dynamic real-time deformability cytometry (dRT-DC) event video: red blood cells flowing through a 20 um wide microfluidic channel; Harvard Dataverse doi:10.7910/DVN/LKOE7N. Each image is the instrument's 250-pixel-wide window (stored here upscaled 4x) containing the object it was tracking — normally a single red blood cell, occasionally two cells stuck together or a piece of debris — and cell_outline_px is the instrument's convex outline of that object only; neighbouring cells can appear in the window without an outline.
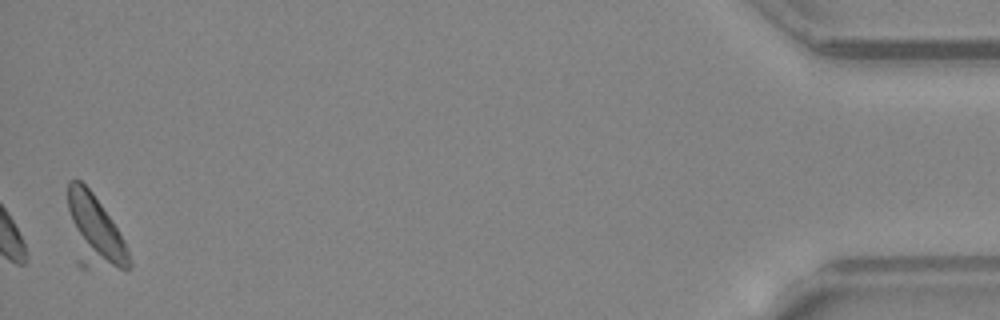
{"species": "common noctule bat (a hibernating species)", "species_latin": "Nyctalus noctula", "temperature_condition": "warm", "stored_images_in_passage": 33, "camera_frame_rate_fps": 3000, "um_per_image_px": 0.085, "animal": {"sex": "female", "body_mass_g": 24.6, "forearm_length_mm": 56.2}, "frame": {"image": 1, "passage_image": 33, "time_ms": 10.667, "image_size_px": [1000, 320], "cell_outline_px": [[132, 268], [128, 272], [80, 268], [76, 264], [68, 208], [68, 180], [80, 180], [92, 192], [112, 220], [124, 240], [132, 260]], "centroid_in_image_um": [8.07, 19.79], "position_along_channel_um": 427.1, "area_um2": 26.88}, "authors_computed_cell_mechanics": {"area_um2": 20.1722, "velocity_mm_per_s": 4.3232, "shape_relaxation_time_tau1_ms": 3.7302, "shape_relaxation_time_tau2_ms": 5.8753, "deformation_change_tau1": 0.0852, "deformation_change_tau2": 0.1162}}